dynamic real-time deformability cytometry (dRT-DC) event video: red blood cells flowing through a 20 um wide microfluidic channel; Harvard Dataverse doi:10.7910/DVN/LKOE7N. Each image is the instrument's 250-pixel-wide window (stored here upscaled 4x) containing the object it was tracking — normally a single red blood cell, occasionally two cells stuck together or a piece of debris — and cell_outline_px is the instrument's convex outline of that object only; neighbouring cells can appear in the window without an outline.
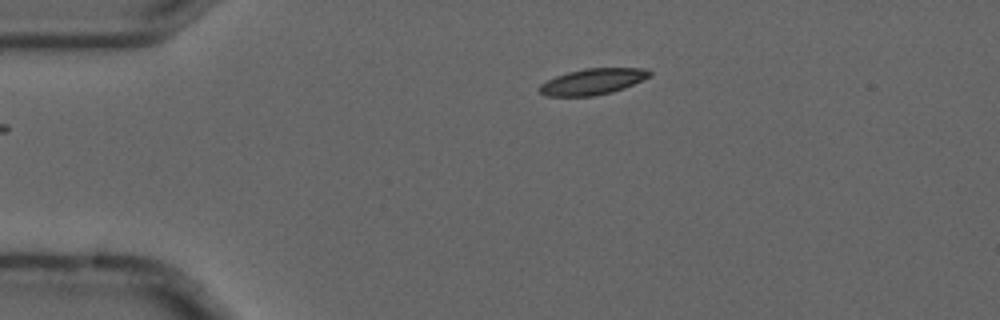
{"species": "common noctule bat (a hibernating species)", "species_latin": "Nyctalus noctula", "temperature_condition": "cold", "stored_images_in_passage": 4, "camera_frame_rate_fps": 3000, "um_per_image_px": 0.085, "animal": {"sex": "male", "forearm_length_mm": 52.5}, "frame": {"image": 1, "passage_image": 4, "time_ms": 1.0, "image_size_px": [1000, 320], "cell_outline_px": [[652, 76], [624, 88], [612, 92], [592, 96], [544, 96], [536, 88], [540, 84], [556, 76], [568, 72], [584, 68], [648, 68], [652, 72]], "centroid_in_image_um": [50.38, 6.93], "position_along_channel_um": 34.6, "area_um2": 16.88}}